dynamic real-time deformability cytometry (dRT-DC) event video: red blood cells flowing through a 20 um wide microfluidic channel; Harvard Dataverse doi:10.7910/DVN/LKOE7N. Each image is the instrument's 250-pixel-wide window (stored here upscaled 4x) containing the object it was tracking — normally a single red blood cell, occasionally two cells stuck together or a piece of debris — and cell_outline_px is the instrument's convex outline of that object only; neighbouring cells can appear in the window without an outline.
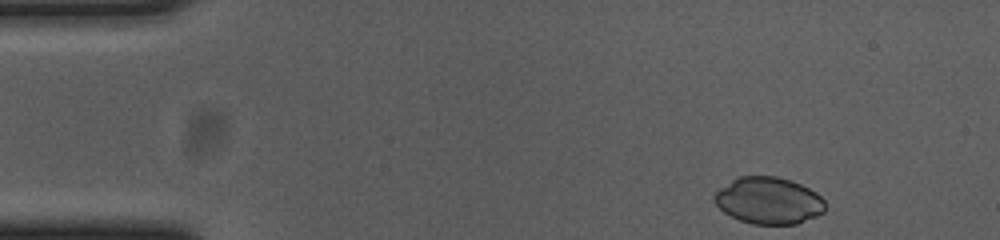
{"species": "common noctule bat (a hibernating species)", "species_latin": "Nyctalus noctula", "temperature_condition": "cold", "stored_images_in_passage": 43, "camera_frame_rate_fps": 3000, "um_per_image_px": 0.085, "animal": {"sex": "female", "body_mass_g": 23.0, "forearm_length_mm": 53.4}, "frame": {"image": 1, "passage_image": 1, "time_ms": 0.0, "image_size_px": [1000, 240], "cell_outline_px": [[824, 212], [816, 216], [796, 224], [752, 224], [740, 220], [724, 212], [712, 200], [712, 196], [720, 188], [732, 180], [740, 176], [776, 176], [792, 180], [816, 192], [824, 200]], "centroid_in_image_um": [65.32, 17.04], "position_along_channel_um": 19.7, "area_um2": 30.17}}
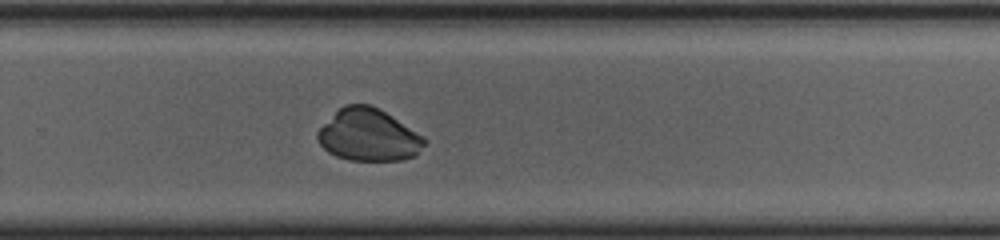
{"frame": {"image": 2, "passage_image": 31, "time_ms": 10.0, "image_size_px": [1000, 240], "cell_outline_px": [[424, 144], [416, 156], [400, 160], [348, 160], [336, 156], [328, 152], [320, 144], [316, 136], [316, 132], [344, 104], [368, 104], [380, 108], [424, 136]], "centroid_in_image_um": [31.32, 11.48], "position_along_channel_um": 298.5, "area_um2": 32.37}}